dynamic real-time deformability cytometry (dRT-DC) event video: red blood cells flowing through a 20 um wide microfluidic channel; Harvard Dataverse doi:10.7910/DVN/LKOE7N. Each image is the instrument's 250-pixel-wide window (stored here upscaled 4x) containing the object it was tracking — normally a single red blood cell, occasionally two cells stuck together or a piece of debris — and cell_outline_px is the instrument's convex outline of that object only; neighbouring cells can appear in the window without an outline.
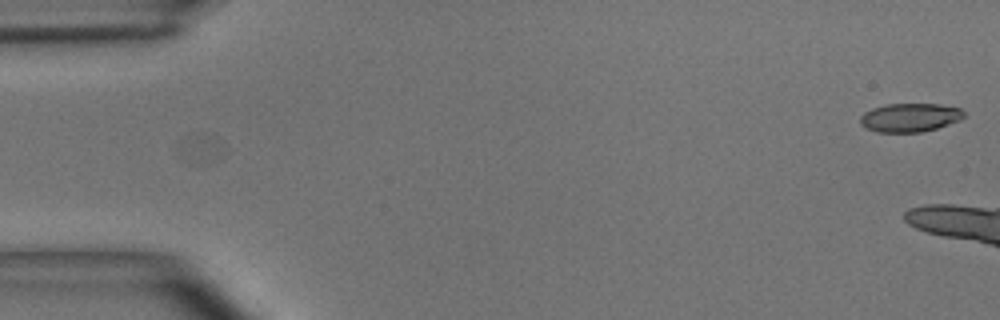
{"species": "common noctule bat (a hibernating species)", "species_latin": "Nyctalus noctula", "temperature_condition": "room temperature", "stored_images_in_passage": 3, "camera_frame_rate_fps": 3000, "um_per_image_px": 0.085, "animal": {"sex": "male", "body_mass_g": 15.6}, "frame": {"image": 1, "passage_image": 1, "time_ms": 0.0, "image_size_px": [1000, 320], "cell_outline_px": [[964, 116], [960, 120], [936, 128], [920, 132], [876, 132], [864, 128], [860, 124], [860, 116], [864, 112], [872, 108], [888, 104], [940, 104], [960, 108], [964, 112]], "centroid_in_image_um": [77.31, 9.99], "position_along_channel_um": 7.7, "area_um2": 17.34}}